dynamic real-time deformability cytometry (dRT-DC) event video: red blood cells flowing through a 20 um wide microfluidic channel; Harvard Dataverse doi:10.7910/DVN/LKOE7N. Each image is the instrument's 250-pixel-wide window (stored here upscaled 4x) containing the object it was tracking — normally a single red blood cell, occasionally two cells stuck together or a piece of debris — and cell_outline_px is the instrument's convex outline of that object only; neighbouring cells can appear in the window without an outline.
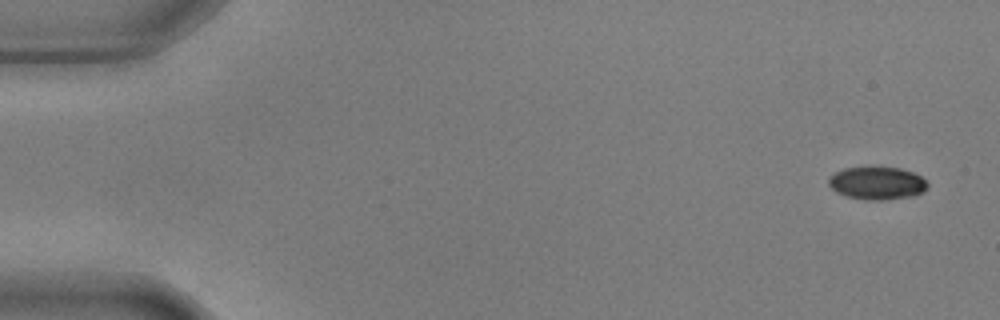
{"species": "common noctule bat (a hibernating species)", "species_latin": "Nyctalus noctula", "temperature_condition": "warm", "stored_images_in_passage": 54, "camera_frame_rate_fps": 3000, "um_per_image_px": 0.085, "animal": {"sex": "male", "body_mass_g": 17.9, "forearm_length_mm": 54.2}, "frame": {"image": 1, "passage_image": 1, "time_ms": 0.0, "image_size_px": [1000, 320], "cell_outline_px": [[928, 184], [924, 192], [912, 196], [884, 200], [864, 200], [848, 196], [836, 192], [828, 184], [828, 180], [836, 172], [844, 168], [900, 168], [912, 172], [920, 176]], "centroid_in_image_um": [74.56, 15.59], "position_along_channel_um": 10.4, "area_um2": 18.61}}
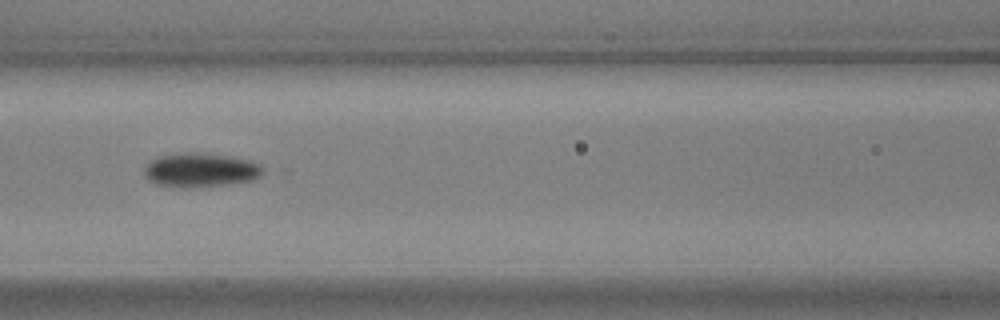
{"frame": {"image": 2, "passage_image": 23, "time_ms": 7.333, "image_size_px": [1000, 320], "cell_outline_px": [[268, 172], [252, 180], [228, 184], [188, 188], [184, 188], [156, 184], [148, 180], [144, 176], [144, 168], [152, 160], [160, 156], [196, 152], [228, 156], [248, 160], [260, 164]], "centroid_in_image_um": [17.08, 14.47], "position_along_channel_um": 149.5, "area_um2": 23.52}}
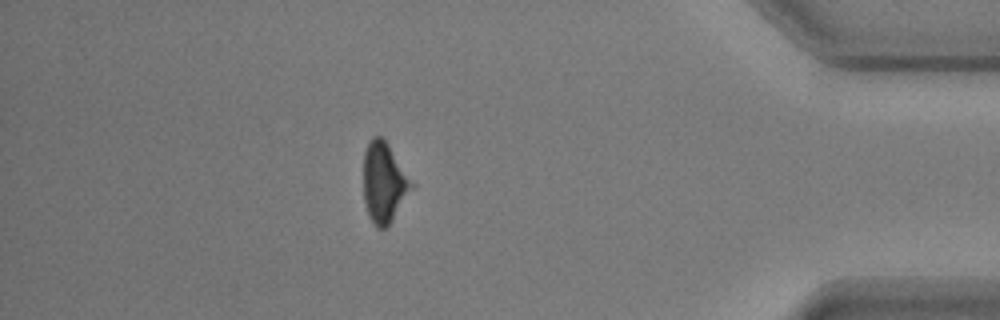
{"frame": {"image": 3, "passage_image": 47, "time_ms": 15.333, "image_size_px": [1000, 320], "cell_outline_px": [[416, 184], [392, 220], [384, 228], [376, 228], [368, 216], [364, 200], [364, 152], [372, 136], [380, 136], [388, 144]], "centroid_in_image_um": [32.66, 15.52], "position_along_channel_um": 402.5, "area_um2": 22.54}, "authors_computed_cell_mechanics": {"area_um2": 21.7617, "velocity_mm_per_s": 3.6692, "shape_relaxation_time_tau1_ms": 5.8246, "shape_relaxation_time_tau2_ms": null, "deformation_change_tau1": 0.1926, "deformation_change_tau2": null}}